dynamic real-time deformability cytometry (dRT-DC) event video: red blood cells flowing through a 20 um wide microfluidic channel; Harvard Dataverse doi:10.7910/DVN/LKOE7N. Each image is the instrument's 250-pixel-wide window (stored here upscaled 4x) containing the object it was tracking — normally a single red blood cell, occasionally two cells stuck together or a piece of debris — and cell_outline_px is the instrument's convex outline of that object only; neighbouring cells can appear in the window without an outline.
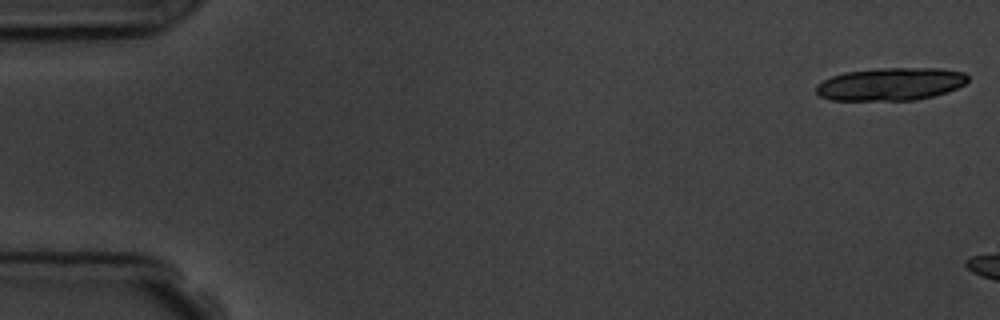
{"species": "common noctule bat (a hibernating species)", "species_latin": "Nyctalus noctula", "temperature_condition": "room temperature", "stored_images_in_passage": 3, "camera_frame_rate_fps": 3000, "um_per_image_px": 0.085, "animal": {"sex": "male", "body_mass_g": 19.5, "forearm_length_mm": 54.6}, "frame": {"image": 1, "passage_image": 1, "time_ms": 0.0, "image_size_px": [1000, 320], "cell_outline_px": [[968, 80], [964, 84], [948, 92], [916, 100], [832, 100], [820, 96], [816, 92], [816, 84], [832, 76], [844, 72], [876, 68], [940, 68], [964, 72], [968, 76]], "centroid_in_image_um": [75.7, 7.14], "position_along_channel_um": 9.3, "area_um2": 29.07}}